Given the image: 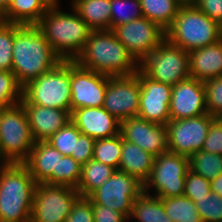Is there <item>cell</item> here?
<instances>
[{"label":"cell","instance_id":"obj_1","mask_svg":"<svg viewBox=\"0 0 222 222\" xmlns=\"http://www.w3.org/2000/svg\"><path fill=\"white\" fill-rule=\"evenodd\" d=\"M61 61L37 25L15 24L12 72L22 88Z\"/></svg>","mask_w":222,"mask_h":222},{"label":"cell","instance_id":"obj_2","mask_svg":"<svg viewBox=\"0 0 222 222\" xmlns=\"http://www.w3.org/2000/svg\"><path fill=\"white\" fill-rule=\"evenodd\" d=\"M75 61L82 67L106 76L134 74L139 64L112 30L91 31Z\"/></svg>","mask_w":222,"mask_h":222},{"label":"cell","instance_id":"obj_3","mask_svg":"<svg viewBox=\"0 0 222 222\" xmlns=\"http://www.w3.org/2000/svg\"><path fill=\"white\" fill-rule=\"evenodd\" d=\"M47 9L37 26L44 33L54 53L62 61H75L82 52L90 32L76 10Z\"/></svg>","mask_w":222,"mask_h":222},{"label":"cell","instance_id":"obj_4","mask_svg":"<svg viewBox=\"0 0 222 222\" xmlns=\"http://www.w3.org/2000/svg\"><path fill=\"white\" fill-rule=\"evenodd\" d=\"M36 185L23 163H0V222H30Z\"/></svg>","mask_w":222,"mask_h":222},{"label":"cell","instance_id":"obj_5","mask_svg":"<svg viewBox=\"0 0 222 222\" xmlns=\"http://www.w3.org/2000/svg\"><path fill=\"white\" fill-rule=\"evenodd\" d=\"M222 27L195 5H182L166 29V40L187 52L217 43Z\"/></svg>","mask_w":222,"mask_h":222},{"label":"cell","instance_id":"obj_6","mask_svg":"<svg viewBox=\"0 0 222 222\" xmlns=\"http://www.w3.org/2000/svg\"><path fill=\"white\" fill-rule=\"evenodd\" d=\"M71 61H61L22 88V104L71 111Z\"/></svg>","mask_w":222,"mask_h":222},{"label":"cell","instance_id":"obj_7","mask_svg":"<svg viewBox=\"0 0 222 222\" xmlns=\"http://www.w3.org/2000/svg\"><path fill=\"white\" fill-rule=\"evenodd\" d=\"M35 141L22 103L0 111V163H23Z\"/></svg>","mask_w":222,"mask_h":222},{"label":"cell","instance_id":"obj_8","mask_svg":"<svg viewBox=\"0 0 222 222\" xmlns=\"http://www.w3.org/2000/svg\"><path fill=\"white\" fill-rule=\"evenodd\" d=\"M139 69L154 81L174 86L190 77L189 54L165 39L139 64Z\"/></svg>","mask_w":222,"mask_h":222},{"label":"cell","instance_id":"obj_9","mask_svg":"<svg viewBox=\"0 0 222 222\" xmlns=\"http://www.w3.org/2000/svg\"><path fill=\"white\" fill-rule=\"evenodd\" d=\"M189 170L187 156L172 152L155 157L152 173L144 184V191L166 199L184 195L185 178ZM151 191V192H150Z\"/></svg>","mask_w":222,"mask_h":222},{"label":"cell","instance_id":"obj_10","mask_svg":"<svg viewBox=\"0 0 222 222\" xmlns=\"http://www.w3.org/2000/svg\"><path fill=\"white\" fill-rule=\"evenodd\" d=\"M80 197L70 186L37 183L30 222H65Z\"/></svg>","mask_w":222,"mask_h":222},{"label":"cell","instance_id":"obj_11","mask_svg":"<svg viewBox=\"0 0 222 222\" xmlns=\"http://www.w3.org/2000/svg\"><path fill=\"white\" fill-rule=\"evenodd\" d=\"M144 191V185L126 172L115 170L112 176L87 198L92 204L109 207L124 214L128 219L133 201Z\"/></svg>","mask_w":222,"mask_h":222},{"label":"cell","instance_id":"obj_12","mask_svg":"<svg viewBox=\"0 0 222 222\" xmlns=\"http://www.w3.org/2000/svg\"><path fill=\"white\" fill-rule=\"evenodd\" d=\"M112 31L138 64L166 39V30L146 17L121 24Z\"/></svg>","mask_w":222,"mask_h":222},{"label":"cell","instance_id":"obj_13","mask_svg":"<svg viewBox=\"0 0 222 222\" xmlns=\"http://www.w3.org/2000/svg\"><path fill=\"white\" fill-rule=\"evenodd\" d=\"M206 113L197 117L170 120L166 126L169 152L189 157L201 151L212 121Z\"/></svg>","mask_w":222,"mask_h":222},{"label":"cell","instance_id":"obj_14","mask_svg":"<svg viewBox=\"0 0 222 222\" xmlns=\"http://www.w3.org/2000/svg\"><path fill=\"white\" fill-rule=\"evenodd\" d=\"M140 79L137 72L126 76H108L103 108L120 122L138 116Z\"/></svg>","mask_w":222,"mask_h":222},{"label":"cell","instance_id":"obj_15","mask_svg":"<svg viewBox=\"0 0 222 222\" xmlns=\"http://www.w3.org/2000/svg\"><path fill=\"white\" fill-rule=\"evenodd\" d=\"M108 76L71 61V112L84 107H102Z\"/></svg>","mask_w":222,"mask_h":222},{"label":"cell","instance_id":"obj_16","mask_svg":"<svg viewBox=\"0 0 222 222\" xmlns=\"http://www.w3.org/2000/svg\"><path fill=\"white\" fill-rule=\"evenodd\" d=\"M120 134L124 140L138 145L155 157L169 152L167 129L163 124L134 116L120 122Z\"/></svg>","mask_w":222,"mask_h":222},{"label":"cell","instance_id":"obj_17","mask_svg":"<svg viewBox=\"0 0 222 222\" xmlns=\"http://www.w3.org/2000/svg\"><path fill=\"white\" fill-rule=\"evenodd\" d=\"M141 91L138 116L152 122L167 125L171 120L169 106L172 86L154 81L140 69L137 71Z\"/></svg>","mask_w":222,"mask_h":222},{"label":"cell","instance_id":"obj_18","mask_svg":"<svg viewBox=\"0 0 222 222\" xmlns=\"http://www.w3.org/2000/svg\"><path fill=\"white\" fill-rule=\"evenodd\" d=\"M169 112L171 120L187 119L208 113L204 83L189 77L172 86Z\"/></svg>","mask_w":222,"mask_h":222},{"label":"cell","instance_id":"obj_19","mask_svg":"<svg viewBox=\"0 0 222 222\" xmlns=\"http://www.w3.org/2000/svg\"><path fill=\"white\" fill-rule=\"evenodd\" d=\"M71 122L81 134L104 139L120 133V121L103 107H84L71 112Z\"/></svg>","mask_w":222,"mask_h":222},{"label":"cell","instance_id":"obj_20","mask_svg":"<svg viewBox=\"0 0 222 222\" xmlns=\"http://www.w3.org/2000/svg\"><path fill=\"white\" fill-rule=\"evenodd\" d=\"M22 105L27 113L30 130L35 142L47 141L71 121V111L34 104Z\"/></svg>","mask_w":222,"mask_h":222},{"label":"cell","instance_id":"obj_21","mask_svg":"<svg viewBox=\"0 0 222 222\" xmlns=\"http://www.w3.org/2000/svg\"><path fill=\"white\" fill-rule=\"evenodd\" d=\"M190 77L205 82L222 76V39L188 52Z\"/></svg>","mask_w":222,"mask_h":222},{"label":"cell","instance_id":"obj_22","mask_svg":"<svg viewBox=\"0 0 222 222\" xmlns=\"http://www.w3.org/2000/svg\"><path fill=\"white\" fill-rule=\"evenodd\" d=\"M62 156L48 142L37 141L23 164L28 168L36 183H44L53 172H57V165Z\"/></svg>","mask_w":222,"mask_h":222},{"label":"cell","instance_id":"obj_23","mask_svg":"<svg viewBox=\"0 0 222 222\" xmlns=\"http://www.w3.org/2000/svg\"><path fill=\"white\" fill-rule=\"evenodd\" d=\"M155 156L122 137V151L118 170L135 177L143 185L149 180Z\"/></svg>","mask_w":222,"mask_h":222},{"label":"cell","instance_id":"obj_24","mask_svg":"<svg viewBox=\"0 0 222 222\" xmlns=\"http://www.w3.org/2000/svg\"><path fill=\"white\" fill-rule=\"evenodd\" d=\"M70 4L92 31L110 30L111 0H73Z\"/></svg>","mask_w":222,"mask_h":222},{"label":"cell","instance_id":"obj_25","mask_svg":"<svg viewBox=\"0 0 222 222\" xmlns=\"http://www.w3.org/2000/svg\"><path fill=\"white\" fill-rule=\"evenodd\" d=\"M129 220H134V222H173L165 212L162 198L150 195L145 191L133 201Z\"/></svg>","mask_w":222,"mask_h":222},{"label":"cell","instance_id":"obj_26","mask_svg":"<svg viewBox=\"0 0 222 222\" xmlns=\"http://www.w3.org/2000/svg\"><path fill=\"white\" fill-rule=\"evenodd\" d=\"M46 11L40 0H12L0 20L20 25H37Z\"/></svg>","mask_w":222,"mask_h":222},{"label":"cell","instance_id":"obj_27","mask_svg":"<svg viewBox=\"0 0 222 222\" xmlns=\"http://www.w3.org/2000/svg\"><path fill=\"white\" fill-rule=\"evenodd\" d=\"M115 168L94 159L82 165L81 178L77 191L81 197H88L105 183L115 172Z\"/></svg>","mask_w":222,"mask_h":222},{"label":"cell","instance_id":"obj_28","mask_svg":"<svg viewBox=\"0 0 222 222\" xmlns=\"http://www.w3.org/2000/svg\"><path fill=\"white\" fill-rule=\"evenodd\" d=\"M143 17L166 30L182 6L178 0H140Z\"/></svg>","mask_w":222,"mask_h":222},{"label":"cell","instance_id":"obj_29","mask_svg":"<svg viewBox=\"0 0 222 222\" xmlns=\"http://www.w3.org/2000/svg\"><path fill=\"white\" fill-rule=\"evenodd\" d=\"M166 214L173 222H201L195 203L182 195L162 199Z\"/></svg>","mask_w":222,"mask_h":222},{"label":"cell","instance_id":"obj_30","mask_svg":"<svg viewBox=\"0 0 222 222\" xmlns=\"http://www.w3.org/2000/svg\"><path fill=\"white\" fill-rule=\"evenodd\" d=\"M189 170L207 180L222 174V155L198 151L188 157Z\"/></svg>","mask_w":222,"mask_h":222},{"label":"cell","instance_id":"obj_31","mask_svg":"<svg viewBox=\"0 0 222 222\" xmlns=\"http://www.w3.org/2000/svg\"><path fill=\"white\" fill-rule=\"evenodd\" d=\"M122 151V135L96 139L94 143L93 158L96 161L112 166L118 170Z\"/></svg>","mask_w":222,"mask_h":222},{"label":"cell","instance_id":"obj_32","mask_svg":"<svg viewBox=\"0 0 222 222\" xmlns=\"http://www.w3.org/2000/svg\"><path fill=\"white\" fill-rule=\"evenodd\" d=\"M82 165L71 156H62L57 165V172L44 182L51 185H66L77 189L81 178Z\"/></svg>","mask_w":222,"mask_h":222},{"label":"cell","instance_id":"obj_33","mask_svg":"<svg viewBox=\"0 0 222 222\" xmlns=\"http://www.w3.org/2000/svg\"><path fill=\"white\" fill-rule=\"evenodd\" d=\"M110 8V30L143 17L140 0H111Z\"/></svg>","mask_w":222,"mask_h":222},{"label":"cell","instance_id":"obj_34","mask_svg":"<svg viewBox=\"0 0 222 222\" xmlns=\"http://www.w3.org/2000/svg\"><path fill=\"white\" fill-rule=\"evenodd\" d=\"M22 100V87L12 71L0 70V109L13 106Z\"/></svg>","mask_w":222,"mask_h":222},{"label":"cell","instance_id":"obj_35","mask_svg":"<svg viewBox=\"0 0 222 222\" xmlns=\"http://www.w3.org/2000/svg\"><path fill=\"white\" fill-rule=\"evenodd\" d=\"M80 134L79 129L70 121L46 142L56 148L63 156H71L72 153H75L76 142Z\"/></svg>","mask_w":222,"mask_h":222},{"label":"cell","instance_id":"obj_36","mask_svg":"<svg viewBox=\"0 0 222 222\" xmlns=\"http://www.w3.org/2000/svg\"><path fill=\"white\" fill-rule=\"evenodd\" d=\"M15 24L0 20V70L12 71Z\"/></svg>","mask_w":222,"mask_h":222},{"label":"cell","instance_id":"obj_37","mask_svg":"<svg viewBox=\"0 0 222 222\" xmlns=\"http://www.w3.org/2000/svg\"><path fill=\"white\" fill-rule=\"evenodd\" d=\"M199 216L204 222H222V197L210 193L195 202Z\"/></svg>","mask_w":222,"mask_h":222},{"label":"cell","instance_id":"obj_38","mask_svg":"<svg viewBox=\"0 0 222 222\" xmlns=\"http://www.w3.org/2000/svg\"><path fill=\"white\" fill-rule=\"evenodd\" d=\"M203 83L207 112L216 117L222 112V76L211 78Z\"/></svg>","mask_w":222,"mask_h":222},{"label":"cell","instance_id":"obj_39","mask_svg":"<svg viewBox=\"0 0 222 222\" xmlns=\"http://www.w3.org/2000/svg\"><path fill=\"white\" fill-rule=\"evenodd\" d=\"M211 193L210 180L188 170L185 178L184 196L194 203Z\"/></svg>","mask_w":222,"mask_h":222},{"label":"cell","instance_id":"obj_40","mask_svg":"<svg viewBox=\"0 0 222 222\" xmlns=\"http://www.w3.org/2000/svg\"><path fill=\"white\" fill-rule=\"evenodd\" d=\"M65 222H94L92 202L87 197H80L72 206Z\"/></svg>","mask_w":222,"mask_h":222},{"label":"cell","instance_id":"obj_41","mask_svg":"<svg viewBox=\"0 0 222 222\" xmlns=\"http://www.w3.org/2000/svg\"><path fill=\"white\" fill-rule=\"evenodd\" d=\"M202 151L222 155V124L216 119L209 127Z\"/></svg>","mask_w":222,"mask_h":222},{"label":"cell","instance_id":"obj_42","mask_svg":"<svg viewBox=\"0 0 222 222\" xmlns=\"http://www.w3.org/2000/svg\"><path fill=\"white\" fill-rule=\"evenodd\" d=\"M95 139L85 134H80L76 146L75 153L71 154L79 164L84 165L93 158Z\"/></svg>","mask_w":222,"mask_h":222},{"label":"cell","instance_id":"obj_43","mask_svg":"<svg viewBox=\"0 0 222 222\" xmlns=\"http://www.w3.org/2000/svg\"><path fill=\"white\" fill-rule=\"evenodd\" d=\"M194 5L222 27V0H197Z\"/></svg>","mask_w":222,"mask_h":222},{"label":"cell","instance_id":"obj_44","mask_svg":"<svg viewBox=\"0 0 222 222\" xmlns=\"http://www.w3.org/2000/svg\"><path fill=\"white\" fill-rule=\"evenodd\" d=\"M94 222H128V218L113 209L102 206L99 204H93Z\"/></svg>","mask_w":222,"mask_h":222},{"label":"cell","instance_id":"obj_45","mask_svg":"<svg viewBox=\"0 0 222 222\" xmlns=\"http://www.w3.org/2000/svg\"><path fill=\"white\" fill-rule=\"evenodd\" d=\"M211 192L222 197V174L210 180Z\"/></svg>","mask_w":222,"mask_h":222},{"label":"cell","instance_id":"obj_46","mask_svg":"<svg viewBox=\"0 0 222 222\" xmlns=\"http://www.w3.org/2000/svg\"><path fill=\"white\" fill-rule=\"evenodd\" d=\"M40 2L43 4V6L46 9H56L60 8V1L59 0H40Z\"/></svg>","mask_w":222,"mask_h":222},{"label":"cell","instance_id":"obj_47","mask_svg":"<svg viewBox=\"0 0 222 222\" xmlns=\"http://www.w3.org/2000/svg\"><path fill=\"white\" fill-rule=\"evenodd\" d=\"M12 0H0V17L8 10Z\"/></svg>","mask_w":222,"mask_h":222},{"label":"cell","instance_id":"obj_48","mask_svg":"<svg viewBox=\"0 0 222 222\" xmlns=\"http://www.w3.org/2000/svg\"><path fill=\"white\" fill-rule=\"evenodd\" d=\"M197 0H178L181 5H194Z\"/></svg>","mask_w":222,"mask_h":222},{"label":"cell","instance_id":"obj_49","mask_svg":"<svg viewBox=\"0 0 222 222\" xmlns=\"http://www.w3.org/2000/svg\"><path fill=\"white\" fill-rule=\"evenodd\" d=\"M215 119L218 120L222 124V112L219 115H217Z\"/></svg>","mask_w":222,"mask_h":222}]
</instances>
